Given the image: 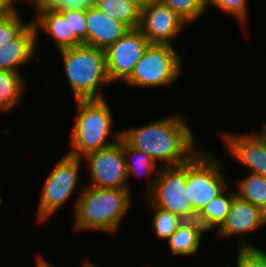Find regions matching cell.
<instances>
[{
	"label": "cell",
	"mask_w": 266,
	"mask_h": 267,
	"mask_svg": "<svg viewBox=\"0 0 266 267\" xmlns=\"http://www.w3.org/2000/svg\"><path fill=\"white\" fill-rule=\"evenodd\" d=\"M184 116L171 114L140 127L121 130V138L131 147L149 154L163 167L187 162L199 149Z\"/></svg>",
	"instance_id": "cell-1"
},
{
	"label": "cell",
	"mask_w": 266,
	"mask_h": 267,
	"mask_svg": "<svg viewBox=\"0 0 266 267\" xmlns=\"http://www.w3.org/2000/svg\"><path fill=\"white\" fill-rule=\"evenodd\" d=\"M83 187L74 203L75 231L97 230L101 233H116L131 207L130 190L91 185Z\"/></svg>",
	"instance_id": "cell-2"
},
{
	"label": "cell",
	"mask_w": 266,
	"mask_h": 267,
	"mask_svg": "<svg viewBox=\"0 0 266 267\" xmlns=\"http://www.w3.org/2000/svg\"><path fill=\"white\" fill-rule=\"evenodd\" d=\"M77 106L75 123L71 131L67 154L82 158L87 153L106 148L121 138V131L112 130L113 112L104 99L75 100ZM109 137L112 141L108 142Z\"/></svg>",
	"instance_id": "cell-3"
},
{
	"label": "cell",
	"mask_w": 266,
	"mask_h": 267,
	"mask_svg": "<svg viewBox=\"0 0 266 267\" xmlns=\"http://www.w3.org/2000/svg\"><path fill=\"white\" fill-rule=\"evenodd\" d=\"M59 52L75 100L104 99L101 88L111 85L105 50L81 44Z\"/></svg>",
	"instance_id": "cell-4"
},
{
	"label": "cell",
	"mask_w": 266,
	"mask_h": 267,
	"mask_svg": "<svg viewBox=\"0 0 266 267\" xmlns=\"http://www.w3.org/2000/svg\"><path fill=\"white\" fill-rule=\"evenodd\" d=\"M143 190L146 206H155L180 217L195 220L197 213L188 200L186 189V162L178 166L160 168Z\"/></svg>",
	"instance_id": "cell-5"
},
{
	"label": "cell",
	"mask_w": 266,
	"mask_h": 267,
	"mask_svg": "<svg viewBox=\"0 0 266 267\" xmlns=\"http://www.w3.org/2000/svg\"><path fill=\"white\" fill-rule=\"evenodd\" d=\"M182 55L173 45L149 44L133 73L124 82L142 88H160L172 85L182 74Z\"/></svg>",
	"instance_id": "cell-6"
},
{
	"label": "cell",
	"mask_w": 266,
	"mask_h": 267,
	"mask_svg": "<svg viewBox=\"0 0 266 267\" xmlns=\"http://www.w3.org/2000/svg\"><path fill=\"white\" fill-rule=\"evenodd\" d=\"M219 164L202 148L186 162L188 200L197 214L230 185Z\"/></svg>",
	"instance_id": "cell-7"
},
{
	"label": "cell",
	"mask_w": 266,
	"mask_h": 267,
	"mask_svg": "<svg viewBox=\"0 0 266 267\" xmlns=\"http://www.w3.org/2000/svg\"><path fill=\"white\" fill-rule=\"evenodd\" d=\"M82 158L66 154L45 179L39 204L38 221L44 222L68 201L77 188Z\"/></svg>",
	"instance_id": "cell-8"
},
{
	"label": "cell",
	"mask_w": 266,
	"mask_h": 267,
	"mask_svg": "<svg viewBox=\"0 0 266 267\" xmlns=\"http://www.w3.org/2000/svg\"><path fill=\"white\" fill-rule=\"evenodd\" d=\"M90 170L91 186L100 188L128 189L127 168L122 148V138L114 144L87 153L82 159Z\"/></svg>",
	"instance_id": "cell-9"
},
{
	"label": "cell",
	"mask_w": 266,
	"mask_h": 267,
	"mask_svg": "<svg viewBox=\"0 0 266 267\" xmlns=\"http://www.w3.org/2000/svg\"><path fill=\"white\" fill-rule=\"evenodd\" d=\"M149 41L141 31L130 29L120 39L105 50L107 74L111 83L117 80L125 82L133 73Z\"/></svg>",
	"instance_id": "cell-10"
},
{
	"label": "cell",
	"mask_w": 266,
	"mask_h": 267,
	"mask_svg": "<svg viewBox=\"0 0 266 267\" xmlns=\"http://www.w3.org/2000/svg\"><path fill=\"white\" fill-rule=\"evenodd\" d=\"M187 25L172 9L159 0L141 9L138 29L150 44H169Z\"/></svg>",
	"instance_id": "cell-11"
},
{
	"label": "cell",
	"mask_w": 266,
	"mask_h": 267,
	"mask_svg": "<svg viewBox=\"0 0 266 267\" xmlns=\"http://www.w3.org/2000/svg\"><path fill=\"white\" fill-rule=\"evenodd\" d=\"M265 224L266 213L261 208L235 194L227 217L216 233L222 239L241 235L239 237V240H241L239 241V247H254L253 244L244 240L243 235L252 231L255 232Z\"/></svg>",
	"instance_id": "cell-12"
},
{
	"label": "cell",
	"mask_w": 266,
	"mask_h": 267,
	"mask_svg": "<svg viewBox=\"0 0 266 267\" xmlns=\"http://www.w3.org/2000/svg\"><path fill=\"white\" fill-rule=\"evenodd\" d=\"M228 153L250 172L266 178V141L259 133H224Z\"/></svg>",
	"instance_id": "cell-13"
},
{
	"label": "cell",
	"mask_w": 266,
	"mask_h": 267,
	"mask_svg": "<svg viewBox=\"0 0 266 267\" xmlns=\"http://www.w3.org/2000/svg\"><path fill=\"white\" fill-rule=\"evenodd\" d=\"M87 45L106 50L130 29L122 22L110 18L97 7L86 10Z\"/></svg>",
	"instance_id": "cell-14"
},
{
	"label": "cell",
	"mask_w": 266,
	"mask_h": 267,
	"mask_svg": "<svg viewBox=\"0 0 266 267\" xmlns=\"http://www.w3.org/2000/svg\"><path fill=\"white\" fill-rule=\"evenodd\" d=\"M36 43L37 32L31 21L16 38L0 47V70L20 73L19 68L33 58Z\"/></svg>",
	"instance_id": "cell-15"
},
{
	"label": "cell",
	"mask_w": 266,
	"mask_h": 267,
	"mask_svg": "<svg viewBox=\"0 0 266 267\" xmlns=\"http://www.w3.org/2000/svg\"><path fill=\"white\" fill-rule=\"evenodd\" d=\"M36 17L32 22L34 23L37 37L40 28L44 29V32L52 38L59 51L83 44L75 34H70L69 9L42 11Z\"/></svg>",
	"instance_id": "cell-16"
},
{
	"label": "cell",
	"mask_w": 266,
	"mask_h": 267,
	"mask_svg": "<svg viewBox=\"0 0 266 267\" xmlns=\"http://www.w3.org/2000/svg\"><path fill=\"white\" fill-rule=\"evenodd\" d=\"M207 232L196 220L183 221L177 230L167 239L173 255L190 256L201 247L202 233Z\"/></svg>",
	"instance_id": "cell-17"
},
{
	"label": "cell",
	"mask_w": 266,
	"mask_h": 267,
	"mask_svg": "<svg viewBox=\"0 0 266 267\" xmlns=\"http://www.w3.org/2000/svg\"><path fill=\"white\" fill-rule=\"evenodd\" d=\"M235 194V190L233 189L232 191L229 185L219 196L215 197L197 214L195 220L207 232L211 229H218L227 217Z\"/></svg>",
	"instance_id": "cell-18"
},
{
	"label": "cell",
	"mask_w": 266,
	"mask_h": 267,
	"mask_svg": "<svg viewBox=\"0 0 266 267\" xmlns=\"http://www.w3.org/2000/svg\"><path fill=\"white\" fill-rule=\"evenodd\" d=\"M21 73L0 70V111L9 113L22 101L27 81Z\"/></svg>",
	"instance_id": "cell-19"
},
{
	"label": "cell",
	"mask_w": 266,
	"mask_h": 267,
	"mask_svg": "<svg viewBox=\"0 0 266 267\" xmlns=\"http://www.w3.org/2000/svg\"><path fill=\"white\" fill-rule=\"evenodd\" d=\"M96 7L110 18L124 23L129 29L139 27L141 9L130 0H102Z\"/></svg>",
	"instance_id": "cell-20"
},
{
	"label": "cell",
	"mask_w": 266,
	"mask_h": 267,
	"mask_svg": "<svg viewBox=\"0 0 266 267\" xmlns=\"http://www.w3.org/2000/svg\"><path fill=\"white\" fill-rule=\"evenodd\" d=\"M236 181V195L261 208L266 213V178L250 172L246 178Z\"/></svg>",
	"instance_id": "cell-21"
},
{
	"label": "cell",
	"mask_w": 266,
	"mask_h": 267,
	"mask_svg": "<svg viewBox=\"0 0 266 267\" xmlns=\"http://www.w3.org/2000/svg\"><path fill=\"white\" fill-rule=\"evenodd\" d=\"M122 148L127 168V177H128L127 181H129V178L132 175L134 176L143 175L147 176V178L148 177L151 178L150 174L159 171L156 170L157 163L155 162V160L146 152L140 151L136 148L129 146L123 139H122Z\"/></svg>",
	"instance_id": "cell-22"
},
{
	"label": "cell",
	"mask_w": 266,
	"mask_h": 267,
	"mask_svg": "<svg viewBox=\"0 0 266 267\" xmlns=\"http://www.w3.org/2000/svg\"><path fill=\"white\" fill-rule=\"evenodd\" d=\"M147 207L153 210L152 227L157 239L167 240L184 221L180 217L158 207Z\"/></svg>",
	"instance_id": "cell-23"
},
{
	"label": "cell",
	"mask_w": 266,
	"mask_h": 267,
	"mask_svg": "<svg viewBox=\"0 0 266 267\" xmlns=\"http://www.w3.org/2000/svg\"><path fill=\"white\" fill-rule=\"evenodd\" d=\"M172 9L186 23H193L200 19L207 9L203 0H159Z\"/></svg>",
	"instance_id": "cell-24"
},
{
	"label": "cell",
	"mask_w": 266,
	"mask_h": 267,
	"mask_svg": "<svg viewBox=\"0 0 266 267\" xmlns=\"http://www.w3.org/2000/svg\"><path fill=\"white\" fill-rule=\"evenodd\" d=\"M19 10L9 15L0 16V47L16 38L29 24L21 19Z\"/></svg>",
	"instance_id": "cell-25"
},
{
	"label": "cell",
	"mask_w": 266,
	"mask_h": 267,
	"mask_svg": "<svg viewBox=\"0 0 266 267\" xmlns=\"http://www.w3.org/2000/svg\"><path fill=\"white\" fill-rule=\"evenodd\" d=\"M36 15L47 10H83L90 8L88 0H34L31 3Z\"/></svg>",
	"instance_id": "cell-26"
},
{
	"label": "cell",
	"mask_w": 266,
	"mask_h": 267,
	"mask_svg": "<svg viewBox=\"0 0 266 267\" xmlns=\"http://www.w3.org/2000/svg\"><path fill=\"white\" fill-rule=\"evenodd\" d=\"M237 267H266V252L257 247H238Z\"/></svg>",
	"instance_id": "cell-27"
},
{
	"label": "cell",
	"mask_w": 266,
	"mask_h": 267,
	"mask_svg": "<svg viewBox=\"0 0 266 267\" xmlns=\"http://www.w3.org/2000/svg\"><path fill=\"white\" fill-rule=\"evenodd\" d=\"M248 0H218L213 6L225 12L232 17H235L238 22L244 23L247 21L248 17Z\"/></svg>",
	"instance_id": "cell-28"
},
{
	"label": "cell",
	"mask_w": 266,
	"mask_h": 267,
	"mask_svg": "<svg viewBox=\"0 0 266 267\" xmlns=\"http://www.w3.org/2000/svg\"><path fill=\"white\" fill-rule=\"evenodd\" d=\"M70 34H75L83 44L87 45L86 11L69 9Z\"/></svg>",
	"instance_id": "cell-29"
},
{
	"label": "cell",
	"mask_w": 266,
	"mask_h": 267,
	"mask_svg": "<svg viewBox=\"0 0 266 267\" xmlns=\"http://www.w3.org/2000/svg\"><path fill=\"white\" fill-rule=\"evenodd\" d=\"M15 2L13 0H0V16H5L17 12Z\"/></svg>",
	"instance_id": "cell-30"
},
{
	"label": "cell",
	"mask_w": 266,
	"mask_h": 267,
	"mask_svg": "<svg viewBox=\"0 0 266 267\" xmlns=\"http://www.w3.org/2000/svg\"><path fill=\"white\" fill-rule=\"evenodd\" d=\"M36 267H55V266L49 263L46 259L39 256L36 260Z\"/></svg>",
	"instance_id": "cell-31"
},
{
	"label": "cell",
	"mask_w": 266,
	"mask_h": 267,
	"mask_svg": "<svg viewBox=\"0 0 266 267\" xmlns=\"http://www.w3.org/2000/svg\"><path fill=\"white\" fill-rule=\"evenodd\" d=\"M134 2L140 9L147 7L151 2L155 0H130Z\"/></svg>",
	"instance_id": "cell-32"
},
{
	"label": "cell",
	"mask_w": 266,
	"mask_h": 267,
	"mask_svg": "<svg viewBox=\"0 0 266 267\" xmlns=\"http://www.w3.org/2000/svg\"><path fill=\"white\" fill-rule=\"evenodd\" d=\"M218 0H203L204 6L206 9L209 8V5L212 7Z\"/></svg>",
	"instance_id": "cell-33"
},
{
	"label": "cell",
	"mask_w": 266,
	"mask_h": 267,
	"mask_svg": "<svg viewBox=\"0 0 266 267\" xmlns=\"http://www.w3.org/2000/svg\"><path fill=\"white\" fill-rule=\"evenodd\" d=\"M262 129L259 131V134L262 136V138L266 141V123L262 124Z\"/></svg>",
	"instance_id": "cell-34"
},
{
	"label": "cell",
	"mask_w": 266,
	"mask_h": 267,
	"mask_svg": "<svg viewBox=\"0 0 266 267\" xmlns=\"http://www.w3.org/2000/svg\"><path fill=\"white\" fill-rule=\"evenodd\" d=\"M102 0H88L90 7H96Z\"/></svg>",
	"instance_id": "cell-35"
},
{
	"label": "cell",
	"mask_w": 266,
	"mask_h": 267,
	"mask_svg": "<svg viewBox=\"0 0 266 267\" xmlns=\"http://www.w3.org/2000/svg\"><path fill=\"white\" fill-rule=\"evenodd\" d=\"M82 267H99V266L95 265L94 263H91L89 260H86L83 263Z\"/></svg>",
	"instance_id": "cell-36"
},
{
	"label": "cell",
	"mask_w": 266,
	"mask_h": 267,
	"mask_svg": "<svg viewBox=\"0 0 266 267\" xmlns=\"http://www.w3.org/2000/svg\"><path fill=\"white\" fill-rule=\"evenodd\" d=\"M15 3L19 0H13ZM30 3H32L34 0H28Z\"/></svg>",
	"instance_id": "cell-37"
},
{
	"label": "cell",
	"mask_w": 266,
	"mask_h": 267,
	"mask_svg": "<svg viewBox=\"0 0 266 267\" xmlns=\"http://www.w3.org/2000/svg\"><path fill=\"white\" fill-rule=\"evenodd\" d=\"M2 202H3V199H2L1 196H0V205L2 204Z\"/></svg>",
	"instance_id": "cell-38"
}]
</instances>
